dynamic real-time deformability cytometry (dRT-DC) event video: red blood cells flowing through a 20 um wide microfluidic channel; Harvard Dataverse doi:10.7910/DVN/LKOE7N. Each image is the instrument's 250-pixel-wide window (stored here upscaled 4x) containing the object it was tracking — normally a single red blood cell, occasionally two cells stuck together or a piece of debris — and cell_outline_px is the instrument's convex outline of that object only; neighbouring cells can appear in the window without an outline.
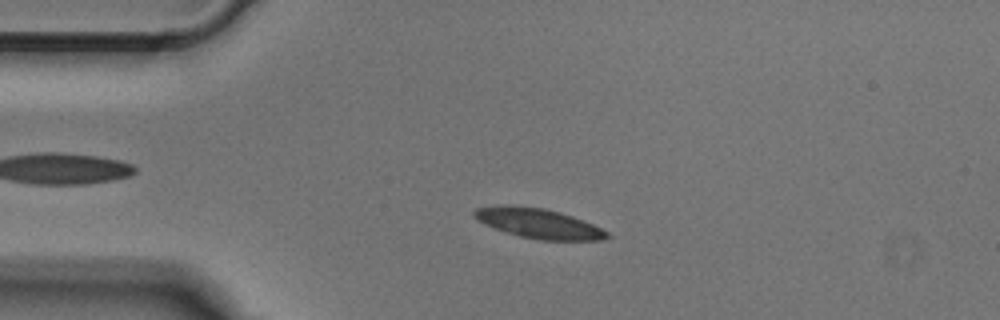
{"species": "Egyptian fruit bat (a non-hibernating species)", "species_latin": "Rousettus aegyptiacus", "temperature_condition": "cold", "stored_images_in_passage": 49, "camera_frame_rate_fps": 3000, "um_per_image_px": 0.085, "animal": {"sex": "male"}, "frame": {"image": 1, "passage_image": 10, "time_ms": 3.0, "image_size_px": [1000, 320], "cell_outline_px": [[612, 236], [600, 240], [540, 240], [520, 236], [484, 224], [476, 220], [472, 216], [472, 212], [476, 208], [504, 204], [508, 204], [544, 208], [560, 212], [584, 220], [608, 232]], "centroid_in_image_um": [45.75, 18.97], "position_along_channel_um": 39.3, "area_um2": 23.12}}
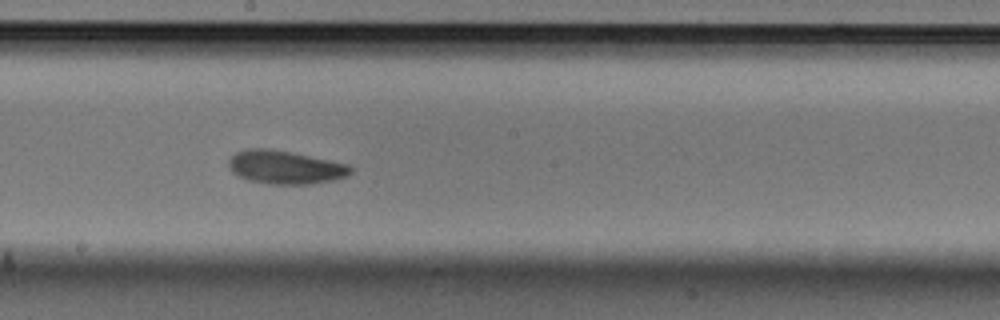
{"frame": {"image": 2, "passage_image": 26, "time_ms": 8.333, "image_size_px": [1000, 320], "cell_outline_px": [[356, 168], [348, 176], [336, 180], [312, 184], [268, 184], [248, 180], [232, 172], [228, 164], [228, 160], [236, 152], [244, 148], [268, 148], [292, 152], [348, 164]], "centroid_in_image_um": [24.28, 14.22], "position_along_channel_um": 223.9, "area_um2": 24.04}}
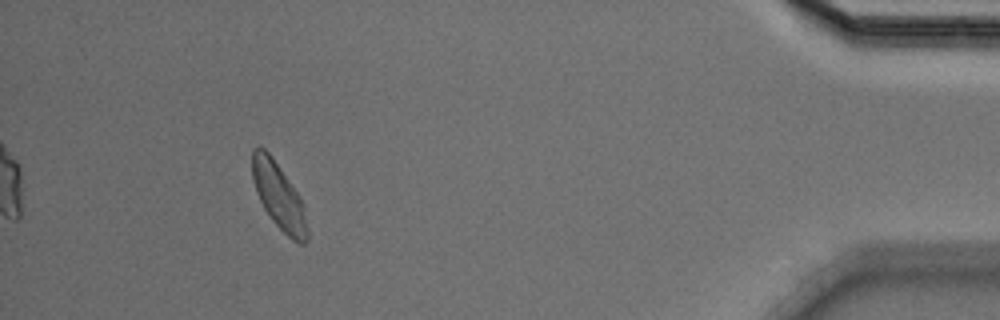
{"frame": {"image": 3, "passage_image": 45, "time_ms": 14.667, "image_size_px": [1000, 320], "cell_outline_px": [[308, 240], [304, 244], [300, 244], [292, 240], [272, 220], [264, 208], [256, 192], [252, 176], [252, 148], [264, 148], [272, 156], [300, 196], [304, 204], [308, 232]], "centroid_in_image_um": [23.72, 16.68], "position_along_channel_um": 411.5, "area_um2": 21.21}}